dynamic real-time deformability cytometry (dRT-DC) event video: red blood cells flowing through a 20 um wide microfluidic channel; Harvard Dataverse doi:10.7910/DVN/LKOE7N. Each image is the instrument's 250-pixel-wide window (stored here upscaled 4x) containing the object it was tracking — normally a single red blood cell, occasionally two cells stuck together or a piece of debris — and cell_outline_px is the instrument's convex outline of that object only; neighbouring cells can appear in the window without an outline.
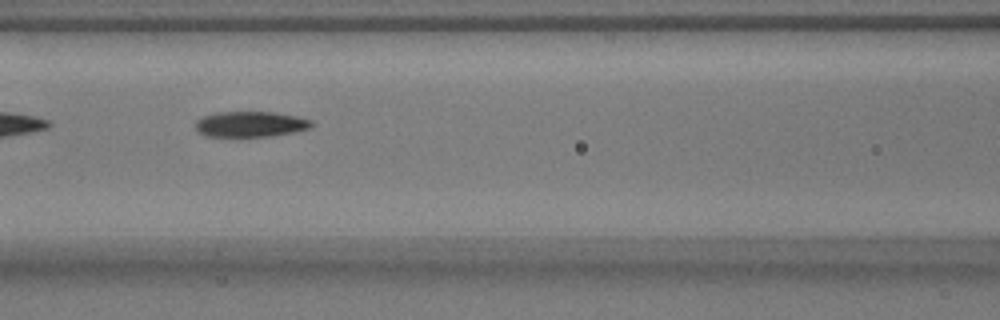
{"species": "common noctule bat (a hibernating species)", "species_latin": "Nyctalus noctula", "temperature_condition": "warm", "stored_images_in_passage": 28, "camera_frame_rate_fps": 3000, "um_per_image_px": 0.085, "animal": {"sex": "male", "body_mass_g": 17.9}, "frame": {"image": 1, "passage_image": 8, "time_ms": 2.333, "image_size_px": [1000, 320], "cell_outline_px": [[312, 124], [308, 128], [292, 132], [272, 136], [208, 136], [196, 132], [196, 120], [204, 116], [216, 112], [276, 112], [296, 116], [312, 120]], "centroid_in_image_um": [21.26, 10.55], "position_along_channel_um": 145.3, "area_um2": 17.17}}
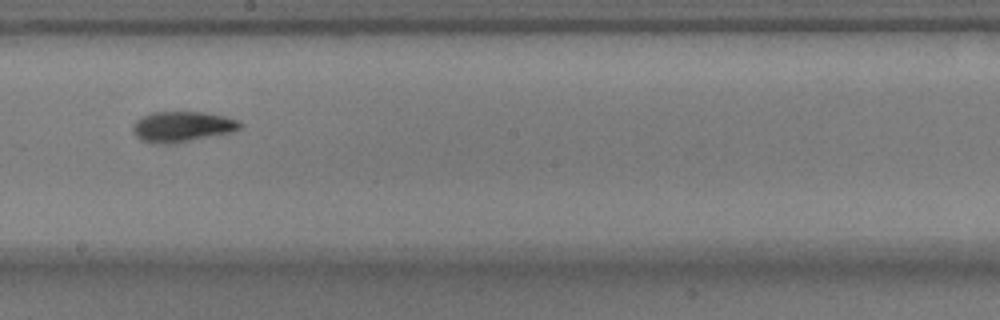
{"frame": {"image": 2, "passage_image": 15, "time_ms": 4.667, "image_size_px": [1000, 320], "cell_outline_px": [[244, 124], [236, 132], [168, 144], [140, 140], [132, 132], [132, 124], [140, 116], [152, 112], [208, 112], [240, 120]], "centroid_in_image_um": [15.52, 10.75], "position_along_channel_um": 232.7, "area_um2": 19.31}}
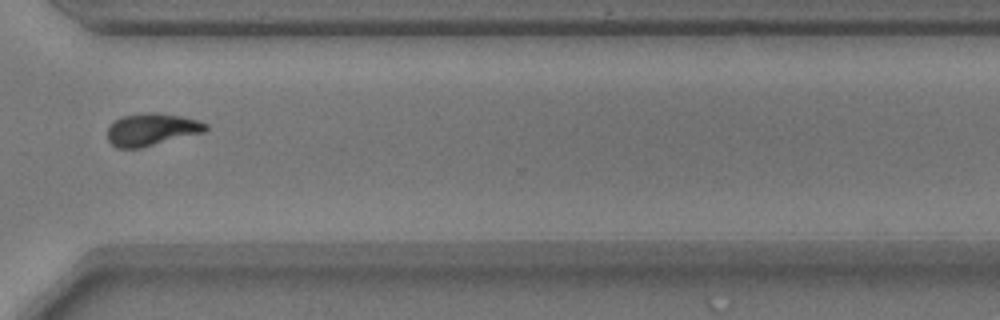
{"frame": {"image": 3, "passage_image": 25, "time_ms": 8.0, "image_size_px": [1000, 320], "cell_outline_px": [[208, 128], [204, 132], [140, 148], [116, 148], [108, 140], [108, 128], [120, 116], [144, 112], [160, 112], [200, 120], [208, 124]], "centroid_in_image_um": [12.9, 10.99], "position_along_channel_um": 357.7, "area_um2": 18.61}, "authors_computed_cell_mechanics": {"area_um2": 18.4093, "velocity_mm_per_s": 3.7531, "shape_relaxation_time_tau1_ms": 5.88, "shape_relaxation_time_tau2_ms": 1.0876, "deformation_change_tau1": 0.2128, "deformation_change_tau2": 0.0696}}